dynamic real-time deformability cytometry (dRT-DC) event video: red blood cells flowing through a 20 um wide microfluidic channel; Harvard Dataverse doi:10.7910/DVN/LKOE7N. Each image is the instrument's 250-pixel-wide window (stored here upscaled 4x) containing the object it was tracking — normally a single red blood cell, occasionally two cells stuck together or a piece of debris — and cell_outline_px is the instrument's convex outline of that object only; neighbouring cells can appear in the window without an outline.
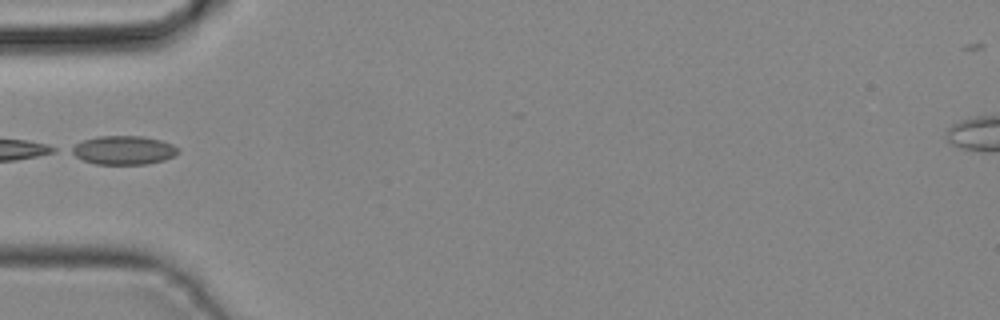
{"species": "common noctule bat (a hibernating species)", "species_latin": "Nyctalus noctula", "temperature_condition": "cold", "stored_images_in_passage": 8, "camera_frame_rate_fps": 3000, "um_per_image_px": 0.085, "animal": {"sex": "male", "body_mass_g": 19.2, "forearm_length_mm": 51.8}, "frame": {"image": 1, "passage_image": 1, "time_ms": 0.0, "image_size_px": [1000, 320], "cell_outline_px": [[180, 152], [164, 160], [148, 164], [96, 164], [84, 160], [68, 152], [68, 148], [84, 140], [100, 136], [144, 136], [160, 140], [172, 144], [180, 148]], "centroid_in_image_um": [10.5, 12.76], "position_along_channel_um": 74.5, "area_um2": 17.92}}
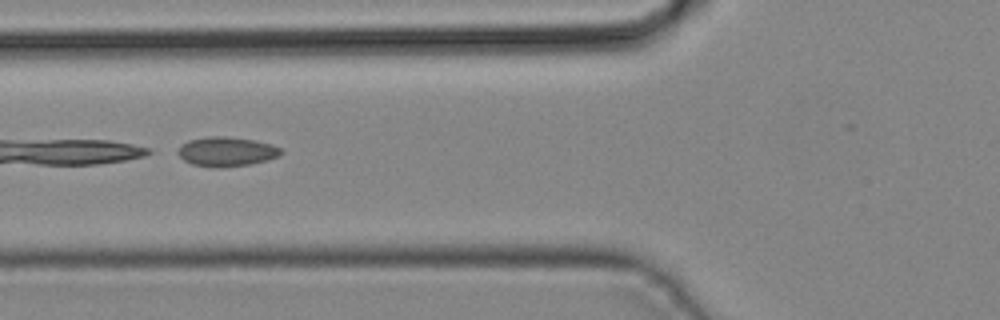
{"frame": {"image": 2, "passage_image": 3, "time_ms": 0.667, "image_size_px": [1000, 320], "cell_outline_px": [[284, 152], [280, 156], [268, 160], [248, 164], [220, 168], [216, 168], [192, 164], [184, 160], [176, 152], [188, 140], [208, 136], [224, 136], [256, 140], [272, 144], [280, 148]], "centroid_in_image_um": [19.29, 12.88], "position_along_channel_um": 106.5, "area_um2": 17.74}}
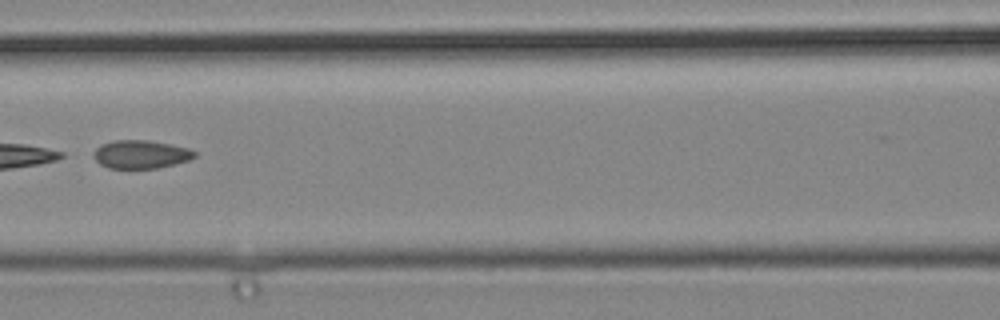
{"frame": {"image": 3, "passage_image": 6, "time_ms": 1.667, "image_size_px": [1000, 320], "cell_outline_px": [[196, 156], [188, 160], [156, 168], [108, 168], [100, 164], [92, 156], [92, 152], [100, 144], [112, 140], [148, 140], [188, 148], [196, 152]], "centroid_in_image_um": [11.91, 13.11], "position_along_channel_um": 154.7, "area_um2": 16.59}}